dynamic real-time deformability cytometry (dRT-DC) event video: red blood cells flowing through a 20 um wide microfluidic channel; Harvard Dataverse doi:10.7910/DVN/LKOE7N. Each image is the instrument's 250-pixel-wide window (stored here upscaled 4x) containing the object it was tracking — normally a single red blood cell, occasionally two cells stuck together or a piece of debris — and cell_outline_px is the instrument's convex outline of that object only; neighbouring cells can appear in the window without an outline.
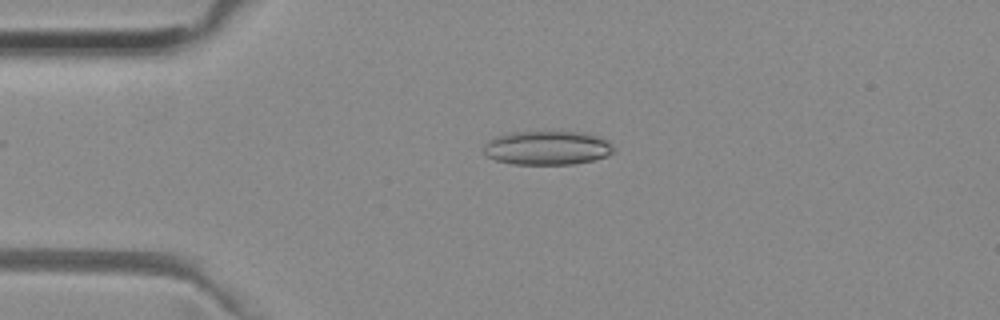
{"species": "common noctule bat (a hibernating species)", "species_latin": "Nyctalus noctula", "temperature_condition": "room temperature", "stored_images_in_passage": 52, "camera_frame_rate_fps": 3000, "um_per_image_px": 0.085, "animal": {"sex": "female", "body_mass_g": 29.2, "forearm_length_mm": 56.3}, "frame": {"image": 1, "passage_image": 12, "time_ms": 3.667, "image_size_px": [1000, 320], "cell_outline_px": [[616, 152], [592, 160], [572, 164], [512, 164], [496, 160], [488, 156], [484, 152], [484, 144], [488, 140], [496, 136], [508, 132], [584, 132], [600, 136], [608, 140], [616, 148]], "centroid_in_image_um": [46.54, 12.56], "position_along_channel_um": 38.5, "area_um2": 25.89}}
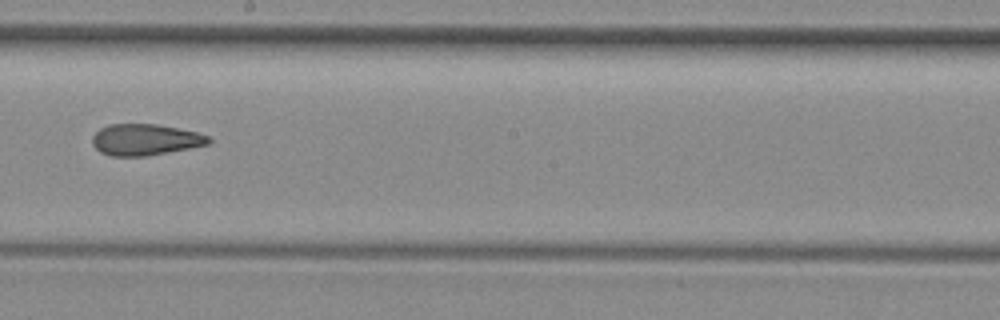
{"frame": {"image": 2, "passage_image": 29, "time_ms": 9.333, "image_size_px": [1000, 320], "cell_outline_px": [[212, 140], [208, 144], [168, 152], [144, 156], [112, 156], [100, 152], [92, 144], [92, 136], [100, 128], [108, 124], [156, 124], [196, 132], [208, 136]], "centroid_in_image_um": [12.3, 11.87], "position_along_channel_um": 235.9, "area_um2": 21.04}}
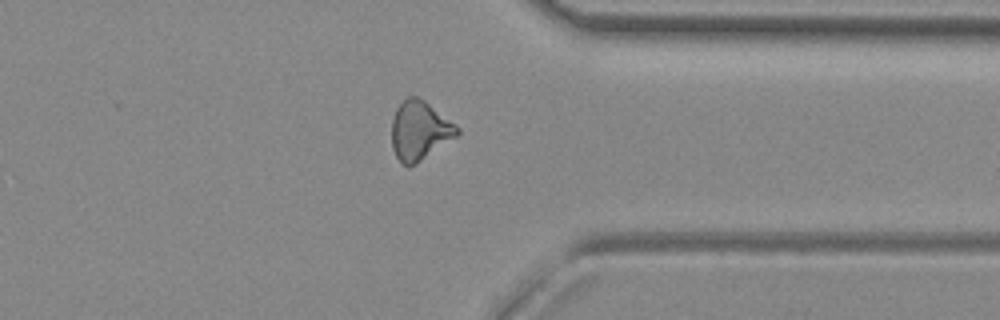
{"frame": {"image": 3, "passage_image": 40, "time_ms": 13.0, "image_size_px": [1000, 320], "cell_outline_px": [[460, 132], [456, 136], [416, 164], [400, 164], [392, 148], [392, 120], [396, 108], [408, 96], [416, 96], [424, 100], [456, 124], [460, 128]], "centroid_in_image_um": [35.66, 11.09], "position_along_channel_um": 375.7, "area_um2": 22.31}, "authors_computed_cell_mechanics": {"area_um2": 22.3108, "velocity_mm_per_s": 3.9843, "shape_relaxation_time_tau1_ms": null, "shape_relaxation_time_tau2_ms": 3.4456, "deformation_change_tau1": null, "deformation_change_tau2": 0.1239}}